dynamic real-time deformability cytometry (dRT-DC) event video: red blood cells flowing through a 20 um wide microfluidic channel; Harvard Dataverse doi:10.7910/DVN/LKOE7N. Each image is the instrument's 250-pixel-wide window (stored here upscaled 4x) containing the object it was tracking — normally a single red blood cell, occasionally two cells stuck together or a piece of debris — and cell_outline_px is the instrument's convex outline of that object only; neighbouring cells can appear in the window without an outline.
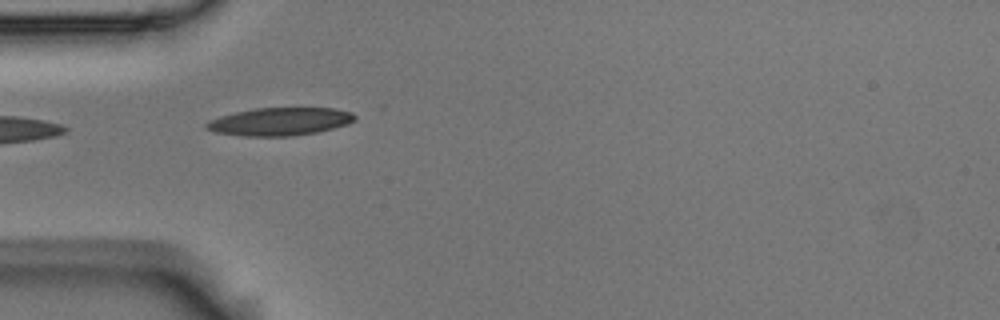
{"species": "Egyptian fruit bat (a non-hibernating species)", "species_latin": "Rousettus aegyptiacus", "temperature_condition": "room temperature", "stored_images_in_passage": 9, "camera_frame_rate_fps": 3000, "um_per_image_px": 0.085, "animal": {"sex": "male"}, "frame": {"image": 1, "passage_image": 1, "time_ms": 0.0, "image_size_px": [1000, 320], "cell_outline_px": [[356, 120], [348, 124], [316, 132], [292, 136], [244, 136], [216, 132], [204, 128], [204, 124], [208, 120], [220, 116], [236, 112], [256, 108], [336, 108], [352, 112], [356, 116]], "centroid_in_image_um": [23.79, 10.33], "position_along_channel_um": 61.2, "area_um2": 24.16}}
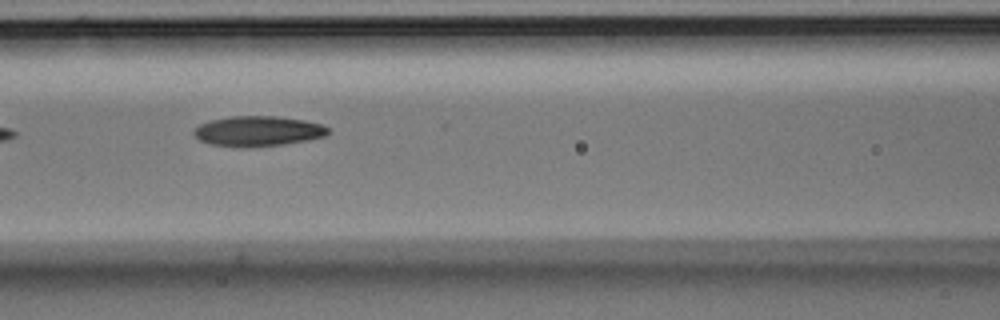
{"frame": {"image": 2, "passage_image": 3, "time_ms": 0.667, "image_size_px": [1000, 320], "cell_outline_px": [[328, 132], [324, 136], [304, 140], [280, 144], [208, 144], [200, 140], [192, 132], [200, 124], [208, 120], [232, 116], [276, 116], [304, 120], [324, 124], [328, 128]], "centroid_in_image_um": [21.93, 11.08], "position_along_channel_um": 144.7, "area_um2": 22.48}}
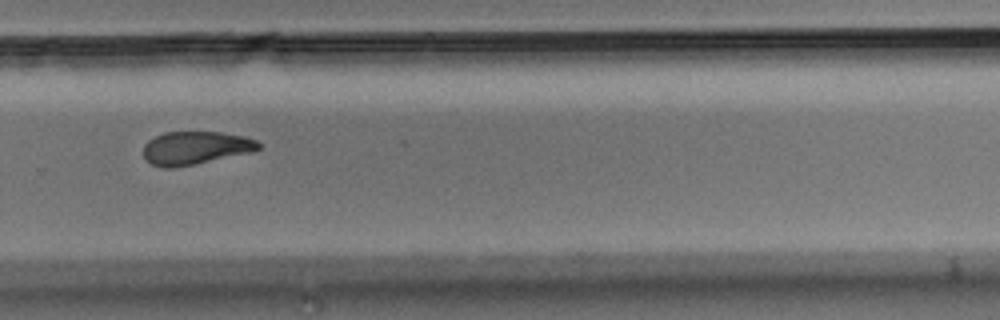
{"frame": {"image": 3, "passage_image": 7, "time_ms": 2.0, "image_size_px": [1000, 320], "cell_outline_px": [[260, 148], [252, 152], [172, 168], [164, 168], [152, 164], [144, 156], [144, 144], [148, 140], [164, 132], [220, 132], [244, 136], [256, 140], [260, 144]], "centroid_in_image_um": [16.61, 12.56], "position_along_channel_um": 313.2, "area_um2": 21.96}}